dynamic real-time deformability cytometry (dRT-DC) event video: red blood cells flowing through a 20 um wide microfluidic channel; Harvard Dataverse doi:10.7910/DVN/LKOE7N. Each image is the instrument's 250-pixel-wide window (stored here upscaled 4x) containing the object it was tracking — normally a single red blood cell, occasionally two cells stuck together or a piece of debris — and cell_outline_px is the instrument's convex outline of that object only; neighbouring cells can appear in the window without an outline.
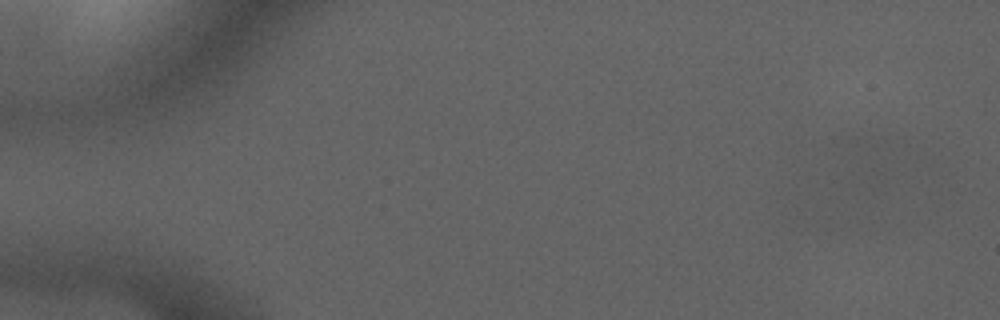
{"species": "common noctule bat (a hibernating species)", "species_latin": "Nyctalus noctula", "temperature_condition": "cold", "stored_images_in_passage": 3, "camera_frame_rate_fps": 3000, "um_per_image_px": 0.085, "animal": {"sex": "male", "forearm_length_mm": 52.5}, "frame": {"image": 1, "passage_image": 3, "time_ms": 3.333, "image_size_px": [1000, 320], "cell_outline_px": [[908, 152], [904, 172], [872, 192], [856, 184], [856, 136], [872, 136], [904, 140]], "centroid_in_image_um": [74.72, 13.67], "position_along_channel_um": 10.3, "area_um2": 16.65}}